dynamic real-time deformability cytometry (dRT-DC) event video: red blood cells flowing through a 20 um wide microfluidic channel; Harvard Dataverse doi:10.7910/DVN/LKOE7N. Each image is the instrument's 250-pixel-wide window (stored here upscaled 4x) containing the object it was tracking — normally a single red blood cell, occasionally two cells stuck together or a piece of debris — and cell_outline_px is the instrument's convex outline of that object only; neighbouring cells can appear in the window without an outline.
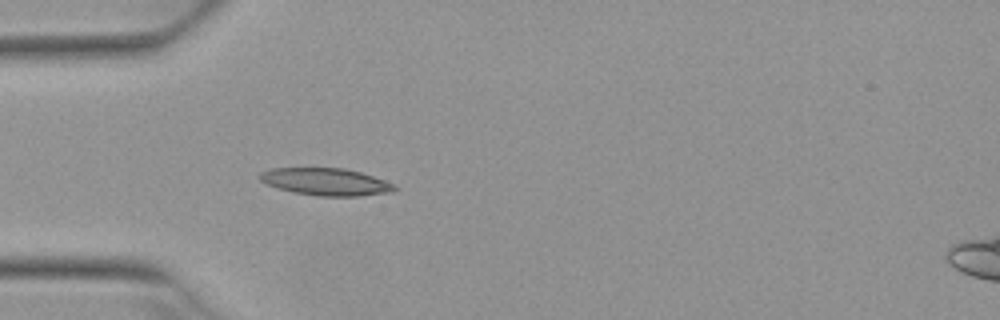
{"species": "Egyptian fruit bat (a non-hibernating species)", "species_latin": "Rousettus aegyptiacus", "temperature_condition": "warm", "stored_images_in_passage": 1, "camera_frame_rate_fps": 3000, "um_per_image_px": 0.085, "animal": {"sex": "female"}, "frame": {"image": 1, "passage_image": 1, "time_ms": 0.0, "image_size_px": [1000, 320], "cell_outline_px": [[396, 188], [392, 192], [360, 196], [320, 196], [292, 192], [276, 188], [260, 180], [256, 176], [260, 172], [272, 168], [344, 168], [360, 172], [396, 184]], "centroid_in_image_um": [27.67, 15.45], "position_along_channel_um": 57.3, "area_um2": 21.5}}